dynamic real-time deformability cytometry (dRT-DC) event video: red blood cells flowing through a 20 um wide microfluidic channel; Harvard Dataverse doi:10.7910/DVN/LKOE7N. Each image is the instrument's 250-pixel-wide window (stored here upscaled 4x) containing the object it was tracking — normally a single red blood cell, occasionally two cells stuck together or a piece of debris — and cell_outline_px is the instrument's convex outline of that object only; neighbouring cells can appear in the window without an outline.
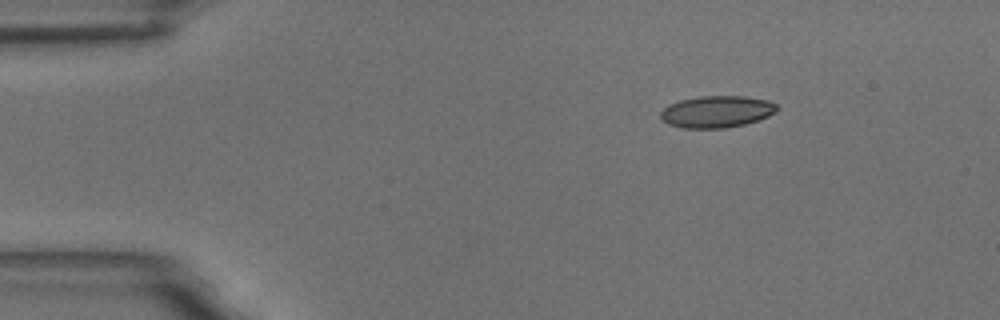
{"species": "common noctule bat (a hibernating species)", "species_latin": "Nyctalus noctula", "temperature_condition": "room temperature", "stored_images_in_passage": 6, "camera_frame_rate_fps": 3000, "um_per_image_px": 0.085, "animal": {"sex": "male", "body_mass_g": 18.8}, "frame": {"image": 1, "passage_image": 1, "time_ms": 0.0, "image_size_px": [1000, 320], "cell_outline_px": [[780, 108], [776, 112], [768, 116], [744, 124], [724, 128], [684, 128], [668, 124], [660, 116], [660, 112], [668, 104], [680, 100], [700, 96], [744, 96], [768, 100], [776, 104]], "centroid_in_image_um": [60.93, 9.48], "position_along_channel_um": 24.1, "area_um2": 21.56}}
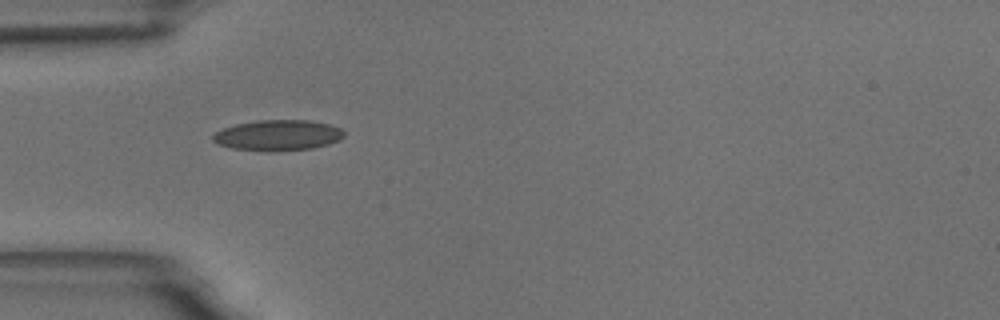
{"frame": {"image": 2, "passage_image": 3, "time_ms": 3.0, "image_size_px": [1000, 320], "cell_outline_px": [[344, 136], [340, 140], [328, 144], [312, 148], [272, 152], [268, 152], [232, 148], [216, 144], [212, 140], [212, 136], [216, 132], [224, 128], [236, 124], [256, 120], [312, 120], [328, 124], [340, 128], [344, 132]], "centroid_in_image_um": [23.61, 11.5], "position_along_channel_um": 61.4, "area_um2": 23.64}}
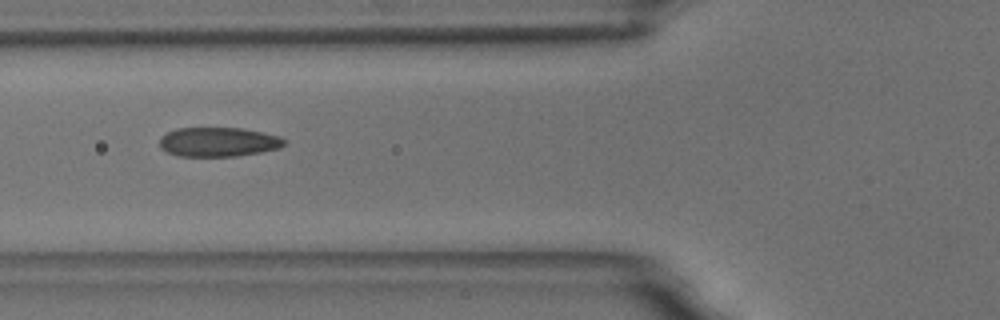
{"frame": {"image": 3, "passage_image": 4, "time_ms": 4.333, "image_size_px": [1000, 320], "cell_outline_px": [[288, 140], [280, 148], [260, 152], [236, 156], [176, 156], [160, 148], [160, 136], [176, 128], [244, 128], [280, 136]], "centroid_in_image_um": [18.57, 12.06], "position_along_channel_um": 107.2, "area_um2": 21.44}}